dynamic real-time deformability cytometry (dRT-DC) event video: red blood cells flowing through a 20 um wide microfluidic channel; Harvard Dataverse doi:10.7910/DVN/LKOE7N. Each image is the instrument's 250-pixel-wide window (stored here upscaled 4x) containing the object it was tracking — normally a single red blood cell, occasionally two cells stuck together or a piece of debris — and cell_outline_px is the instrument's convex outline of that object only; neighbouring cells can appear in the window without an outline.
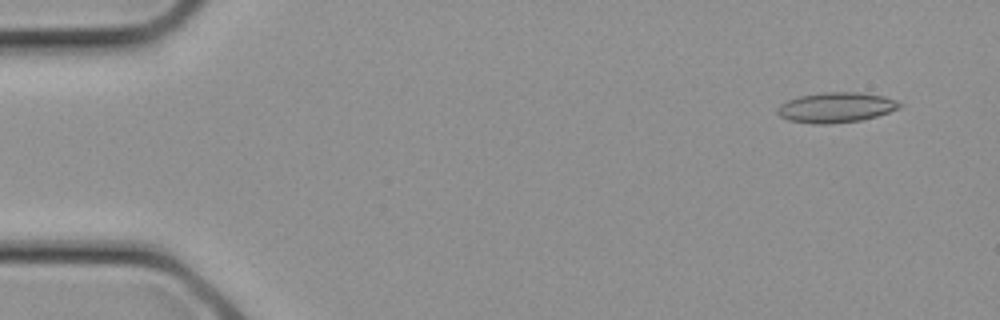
{"species": "common noctule bat (a hibernating species)", "species_latin": "Nyctalus noctula", "temperature_condition": "cold", "stored_images_in_passage": 10, "camera_frame_rate_fps": 3000, "um_per_image_px": 0.085, "animal": {"sex": "female", "body_mass_g": 21.9}, "frame": {"image": 1, "passage_image": 2, "time_ms": 0.333, "image_size_px": [1000, 320], "cell_outline_px": [[904, 104], [900, 108], [876, 116], [860, 120], [828, 124], [812, 124], [788, 120], [780, 116], [776, 112], [776, 108], [780, 104], [788, 100], [800, 96], [824, 92], [856, 92], [884, 96], [896, 100]], "centroid_in_image_um": [71.05, 9.13], "position_along_channel_um": 14.0, "area_um2": 21.5}}
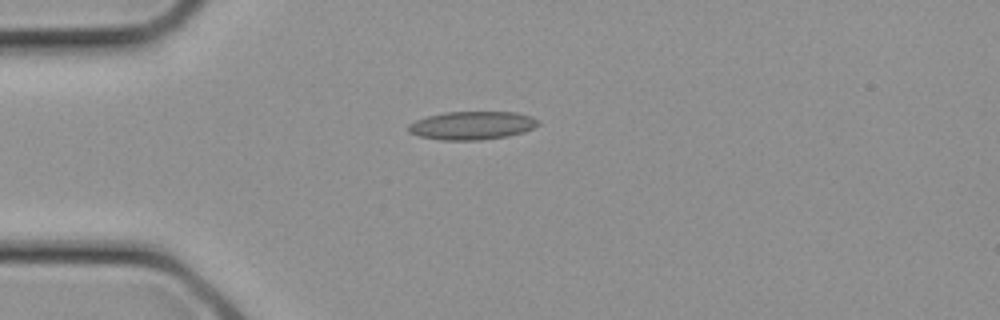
{"frame": {"image": 2, "passage_image": 7, "time_ms": 2.0, "image_size_px": [1000, 320], "cell_outline_px": [[540, 124], [524, 132], [508, 136], [480, 140], [444, 140], [420, 136], [408, 132], [408, 124], [416, 120], [428, 116], [444, 112], [516, 112], [532, 116], [540, 120]], "centroid_in_image_um": [40.15, 10.66], "position_along_channel_um": 44.8, "area_um2": 21.44}}
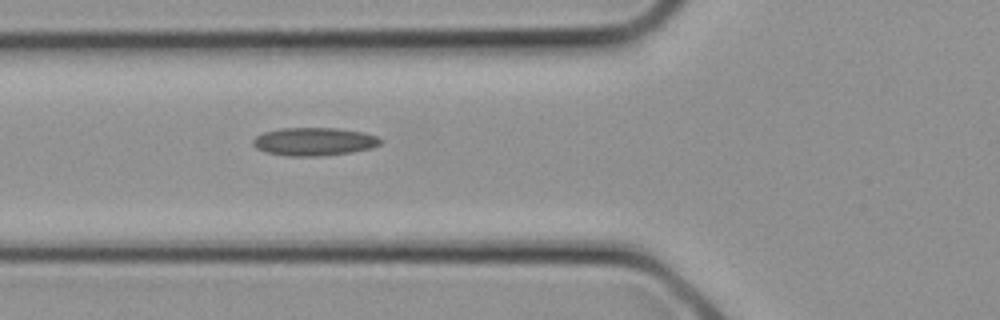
{"frame": {"image": 3, "passage_image": 10, "time_ms": 3.0, "image_size_px": [1000, 320], "cell_outline_px": [[384, 140], [380, 144], [372, 148], [352, 152], [324, 156], [284, 156], [264, 152], [256, 148], [252, 144], [252, 140], [256, 136], [264, 132], [280, 128], [336, 128], [364, 132], [376, 136]], "centroid_in_image_um": [26.69, 12.04], "position_along_channel_um": 99.1, "area_um2": 21.15}}